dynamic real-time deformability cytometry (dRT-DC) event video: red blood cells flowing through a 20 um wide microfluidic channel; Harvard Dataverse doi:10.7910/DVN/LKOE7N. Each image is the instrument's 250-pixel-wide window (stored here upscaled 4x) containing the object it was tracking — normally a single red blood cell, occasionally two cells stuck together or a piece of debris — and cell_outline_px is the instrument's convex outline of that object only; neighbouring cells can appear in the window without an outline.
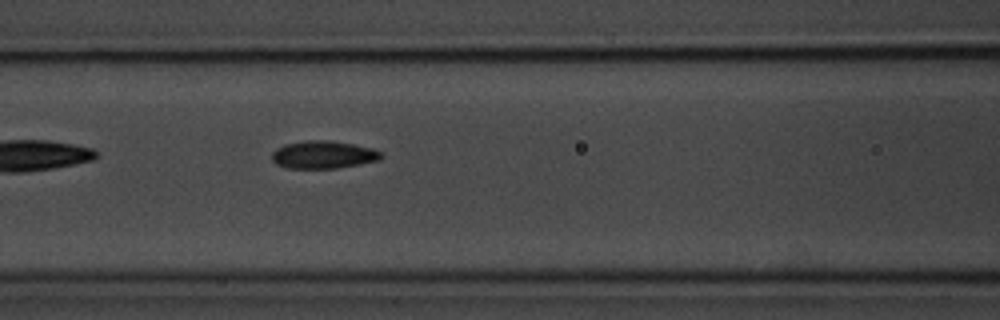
{"species": "common noctule bat (a hibernating species)", "species_latin": "Nyctalus noctula", "temperature_condition": "room temperature", "stored_images_in_passage": 8, "camera_frame_rate_fps": 3000, "um_per_image_px": 0.085, "animal": {"sex": "male", "body_mass_g": 20.1, "forearm_length_mm": 53.5}, "frame": {"image": 1, "passage_image": 7, "time_ms": 6.667, "image_size_px": [1000, 320], "cell_outline_px": [[384, 156], [380, 160], [360, 164], [336, 168], [288, 168], [276, 164], [272, 160], [272, 152], [276, 148], [284, 144], [308, 140], [332, 140], [372, 148], [380, 152]], "centroid_in_image_um": [27.48, 13.14], "position_along_channel_um": 139.1, "area_um2": 17.69}}